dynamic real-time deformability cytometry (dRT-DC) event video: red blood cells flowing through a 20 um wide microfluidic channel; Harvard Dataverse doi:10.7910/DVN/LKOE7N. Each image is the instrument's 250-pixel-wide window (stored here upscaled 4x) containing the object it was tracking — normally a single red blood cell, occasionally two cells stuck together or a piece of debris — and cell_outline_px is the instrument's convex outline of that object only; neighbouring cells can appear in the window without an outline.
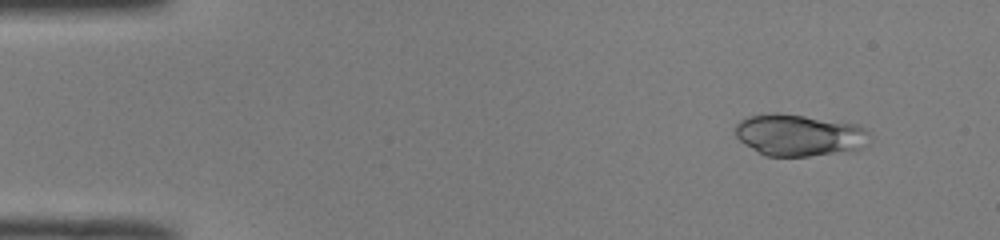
{"species": "common noctule bat (a hibernating species)", "species_latin": "Nyctalus noctula", "temperature_condition": "room temperature", "stored_images_in_passage": 30, "camera_frame_rate_fps": 3000, "um_per_image_px": 0.085, "animal": {"sex": "male", "body_mass_g": 19.0, "forearm_length_mm": 50.8}, "frame": {"image": 1, "passage_image": 5, "time_ms": 1.333, "image_size_px": [1000, 240], "cell_outline_px": [[872, 140], [860, 148], [808, 156], [764, 156], [744, 144], [736, 136], [736, 124], [740, 120], [748, 116], [772, 112], [776, 112], [860, 124], [872, 136]], "centroid_in_image_um": [67.92, 11.47], "position_along_channel_um": 17.1, "area_um2": 32.71}}